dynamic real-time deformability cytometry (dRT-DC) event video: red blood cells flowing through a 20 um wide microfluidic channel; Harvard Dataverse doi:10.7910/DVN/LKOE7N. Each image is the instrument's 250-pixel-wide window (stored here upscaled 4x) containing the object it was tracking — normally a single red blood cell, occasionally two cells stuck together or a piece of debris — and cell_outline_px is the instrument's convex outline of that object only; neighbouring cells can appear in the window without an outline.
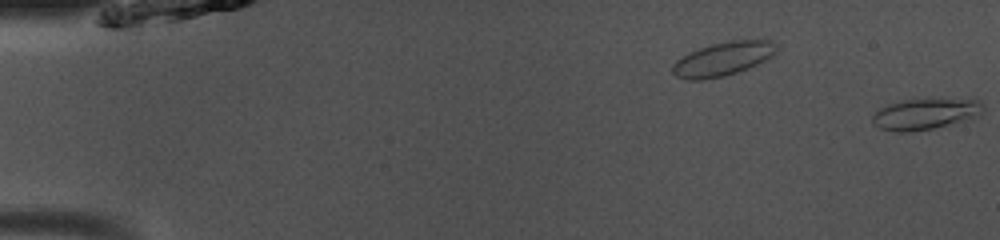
{"species": "common noctule bat (a hibernating species)", "species_latin": "Nyctalus noctula", "temperature_condition": "room temperature", "stored_images_in_passage": 4, "segment_of_instrument_passage": [2, 2], "camera_frame_rate_fps": 3000, "um_per_image_px": 0.085, "animal": {"sex": "male", "body_mass_g": 13.0, "forearm_length_mm": 53.1}, "frame": {"image": 1, "passage_image": 4, "time_ms": 1.0, "image_size_px": [1000, 240], "cell_outline_px": [[984, 108], [980, 116], [932, 128], [912, 132], [896, 132], [880, 128], [872, 124], [872, 116], [880, 108], [888, 104], [900, 100], [936, 96], [980, 100], [984, 104]], "centroid_in_image_um": [78.68, 9.63], "position_along_channel_um": 6.3, "area_um2": 20.87}}